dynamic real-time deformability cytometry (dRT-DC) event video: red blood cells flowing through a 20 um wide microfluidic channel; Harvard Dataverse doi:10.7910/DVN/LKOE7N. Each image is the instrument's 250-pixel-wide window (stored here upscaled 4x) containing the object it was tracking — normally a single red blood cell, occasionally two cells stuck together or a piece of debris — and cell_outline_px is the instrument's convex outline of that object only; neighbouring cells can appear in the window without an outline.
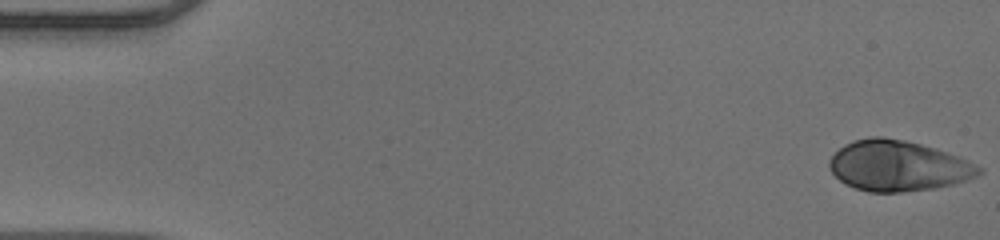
{"species": "human", "species_latin": "Homo sapiens", "temperature_condition": "warm", "stored_images_in_passage": 51, "camera_frame_rate_fps": 3000, "um_per_image_px": 0.085, "donor": {"sex": "male"}, "frame": {"image": 1, "passage_image": 1, "time_ms": 0.0, "image_size_px": [1000, 240], "cell_outline_px": [[984, 172], [976, 176], [952, 184], [936, 188], [900, 192], [868, 192], [844, 184], [828, 168], [828, 160], [844, 144], [852, 140], [868, 136], [880, 136], [904, 140], [936, 148], [976, 164], [984, 168]], "centroid_in_image_um": [76.31, 14.09], "position_along_channel_um": 8.7, "area_um2": 44.1}}
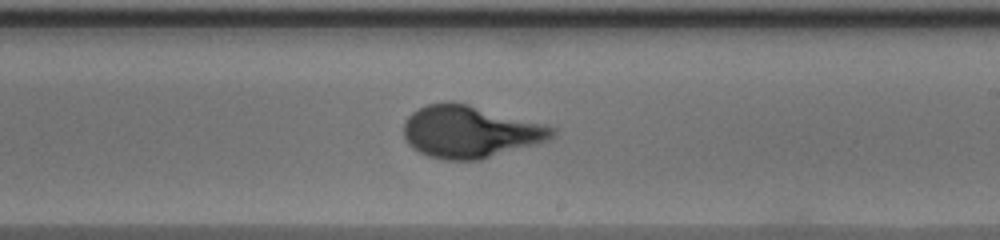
{"frame": {"image": 2, "passage_image": 30, "time_ms": 9.667, "image_size_px": [1000, 240], "cell_outline_px": [[556, 132], [548, 140], [536, 144], [480, 160], [444, 160], [428, 156], [412, 148], [408, 144], [404, 136], [404, 124], [408, 116], [412, 112], [428, 104], [448, 100], [452, 100], [548, 124], [556, 128]], "centroid_in_image_um": [39.97, 11.19], "position_along_channel_um": 249.0, "area_um2": 45.55}}
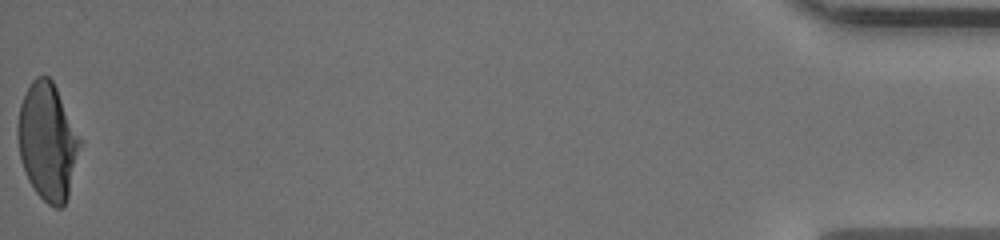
{"frame": {"image": 3, "passage_image": 51, "time_ms": 16.667, "image_size_px": [1000, 240], "cell_outline_px": [[84, 140], [68, 196], [64, 204], [60, 208], [56, 208], [48, 204], [36, 192], [28, 180], [20, 160], [16, 132], [16, 128], [20, 104], [32, 80], [36, 76], [48, 76], [52, 80]], "centroid_in_image_um": [4.07, 12.03], "position_along_channel_um": 431.1, "area_um2": 43.18}, "authors_computed_cell_mechanics": {"area_um2": 43.1188, "velocity_mm_per_s": 4.012, "shape_relaxation_time_tau1_ms": 4.6655, "shape_relaxation_time_tau2_ms": null, "deformation_change_tau1": 0.2456, "deformation_change_tau2": null}}